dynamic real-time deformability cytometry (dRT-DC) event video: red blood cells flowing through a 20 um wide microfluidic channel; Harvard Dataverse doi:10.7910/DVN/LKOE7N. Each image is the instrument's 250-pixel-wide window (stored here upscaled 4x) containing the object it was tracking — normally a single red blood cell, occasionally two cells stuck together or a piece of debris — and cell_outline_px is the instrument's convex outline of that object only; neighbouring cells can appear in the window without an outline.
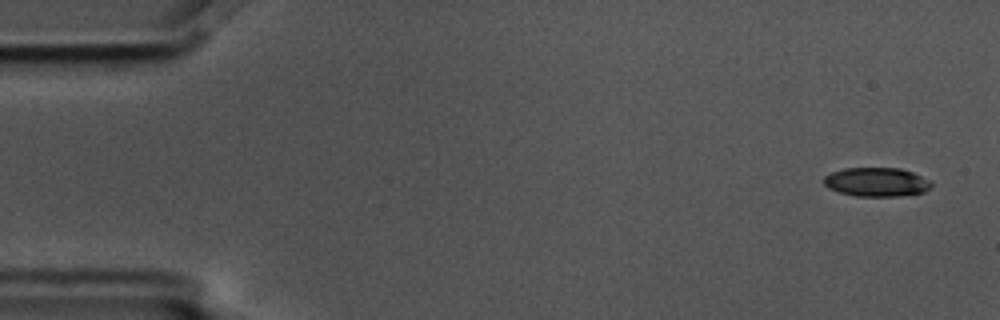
{"species": "common noctule bat (a hibernating species)", "species_latin": "Nyctalus noctula", "temperature_condition": "cold", "stored_images_in_passage": 5, "camera_frame_rate_fps": 3000, "um_per_image_px": 0.085, "animal": {"sex": "male", "body_mass_g": 17.5, "forearm_length_mm": 52.3}, "frame": {"image": 1, "passage_image": 1, "time_ms": 0.0, "image_size_px": [1000, 320], "cell_outline_px": [[932, 188], [924, 192], [900, 196], [856, 196], [840, 192], [828, 188], [824, 184], [824, 176], [832, 172], [844, 168], [900, 168], [912, 172], [928, 180], [932, 184]], "centroid_in_image_um": [74.51, 15.47], "position_along_channel_um": 10.5, "area_um2": 18.09}}
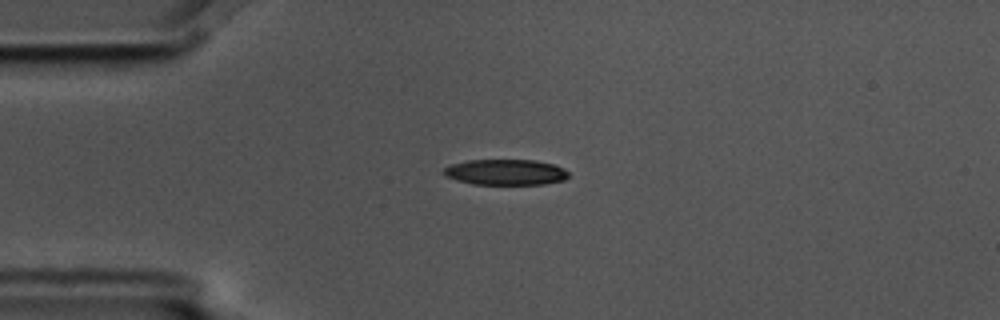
{"frame": {"image": 2, "passage_image": 4, "time_ms": 1.0, "image_size_px": [1000, 320], "cell_outline_px": [[568, 176], [564, 180], [544, 184], [472, 184], [444, 176], [444, 168], [452, 164], [468, 160], [536, 160], [552, 164], [564, 168], [568, 172]], "centroid_in_image_um": [42.99, 14.63], "position_along_channel_um": 42.0, "area_um2": 18.61}}